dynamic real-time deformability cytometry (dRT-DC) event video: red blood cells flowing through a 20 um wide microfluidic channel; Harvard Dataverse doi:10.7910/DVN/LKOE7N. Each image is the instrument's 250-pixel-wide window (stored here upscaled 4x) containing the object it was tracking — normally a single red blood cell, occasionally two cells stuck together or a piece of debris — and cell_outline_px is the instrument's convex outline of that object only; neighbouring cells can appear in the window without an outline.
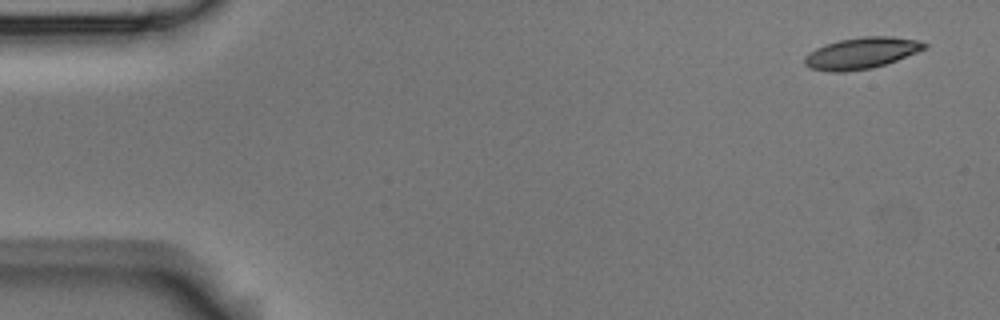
{"species": "Egyptian fruit bat (a non-hibernating species)", "species_latin": "Rousettus aegyptiacus", "temperature_condition": "room temperature", "stored_images_in_passage": 5, "camera_frame_rate_fps": 3000, "um_per_image_px": 0.085, "animal": {"sex": "male"}, "frame": {"image": 1, "passage_image": 1, "time_ms": 0.0, "image_size_px": [1000, 320], "cell_outline_px": [[928, 48], [896, 60], [872, 68], [844, 72], [828, 72], [812, 68], [804, 64], [804, 56], [816, 48], [840, 40], [864, 36], [892, 36], [920, 40], [928, 44]], "centroid_in_image_um": [73.25, 4.51], "position_along_channel_um": 11.7, "area_um2": 21.85}}
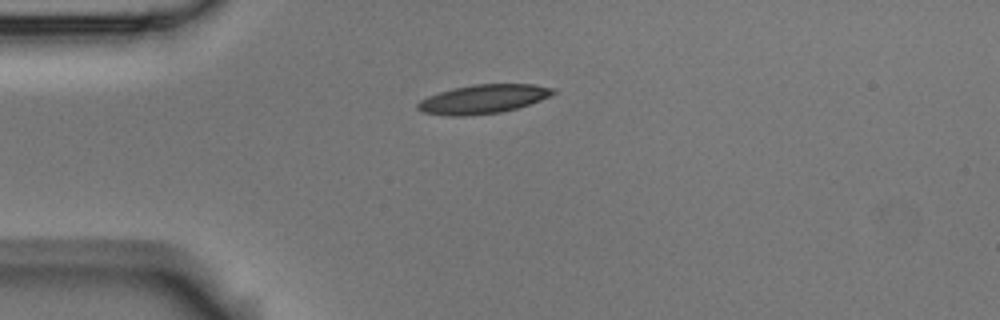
{"frame": {"image": 2, "passage_image": 4, "time_ms": 1.0, "image_size_px": [1000, 320], "cell_outline_px": [[556, 92], [540, 100], [516, 108], [500, 112], [464, 116], [452, 116], [424, 112], [416, 108], [416, 104], [420, 100], [428, 96], [440, 92], [456, 88], [476, 84], [532, 84], [552, 88]], "centroid_in_image_um": [41.04, 8.42], "position_along_channel_um": 44.0, "area_um2": 22.37}}